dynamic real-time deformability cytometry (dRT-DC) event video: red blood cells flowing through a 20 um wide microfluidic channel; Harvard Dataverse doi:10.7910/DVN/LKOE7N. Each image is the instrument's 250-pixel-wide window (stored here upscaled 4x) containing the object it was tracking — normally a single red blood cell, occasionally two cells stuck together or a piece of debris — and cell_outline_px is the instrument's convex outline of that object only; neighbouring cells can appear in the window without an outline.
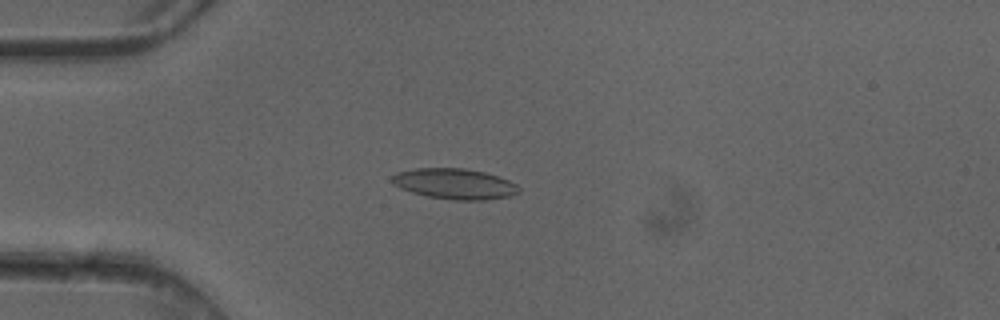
{"species": "common noctule bat (a hibernating species)", "species_latin": "Nyctalus noctula", "temperature_condition": "cold", "stored_images_in_passage": 4, "camera_frame_rate_fps": 3000, "um_per_image_px": 0.085, "animal": {"sex": "female"}, "frame": {"image": 1, "passage_image": 4, "time_ms": 1.0, "image_size_px": [1000, 320], "cell_outline_px": [[520, 192], [512, 196], [484, 200], [452, 200], [428, 196], [412, 192], [400, 188], [392, 184], [392, 176], [396, 172], [416, 168], [464, 168], [484, 172], [508, 180], [516, 184], [520, 188]], "centroid_in_image_um": [38.64, 15.63], "position_along_channel_um": 46.4, "area_um2": 22.66}}